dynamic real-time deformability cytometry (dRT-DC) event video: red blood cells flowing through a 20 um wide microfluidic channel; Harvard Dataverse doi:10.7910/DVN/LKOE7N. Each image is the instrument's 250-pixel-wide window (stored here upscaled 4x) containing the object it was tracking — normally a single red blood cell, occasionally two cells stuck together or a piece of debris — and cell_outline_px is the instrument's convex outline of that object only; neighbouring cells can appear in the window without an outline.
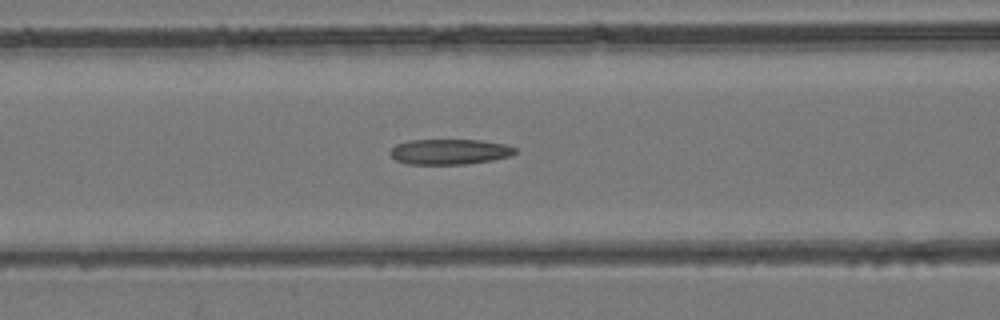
{"species": "common noctule bat (a hibernating species)", "species_latin": "Nyctalus noctula", "temperature_condition": "room temperature", "stored_images_in_passage": 48, "camera_frame_rate_fps": 3000, "um_per_image_px": 0.085, "animal": {"sex": "female", "body_mass_g": 24.6, "forearm_length_mm": 56.2}, "frame": {"image": 1, "passage_image": 20, "time_ms": 6.333, "image_size_px": [1000, 320], "cell_outline_px": [[516, 152], [512, 156], [492, 160], [464, 164], [408, 164], [396, 160], [388, 152], [396, 144], [408, 140], [480, 140], [504, 144], [516, 148]], "centroid_in_image_um": [38.21, 12.89], "position_along_channel_um": 128.4, "area_um2": 18.5}}
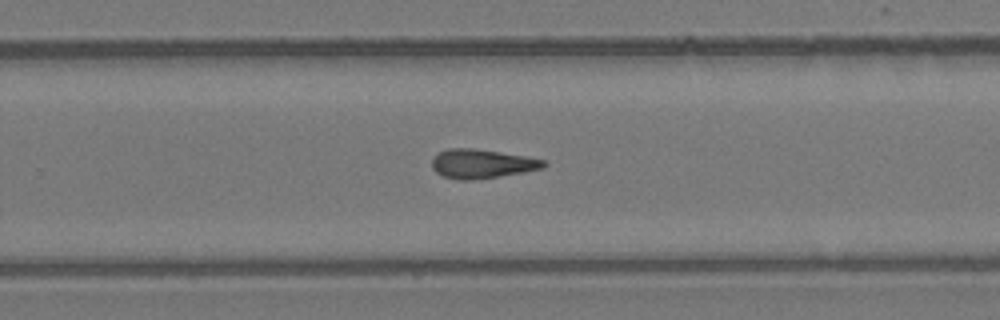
{"frame": {"image": 2, "passage_image": 31, "time_ms": 10.0, "image_size_px": [1000, 320], "cell_outline_px": [[548, 164], [544, 168], [524, 172], [472, 180], [460, 180], [444, 176], [436, 172], [432, 168], [432, 160], [440, 152], [448, 148], [472, 148], [500, 152], [524, 156], [544, 160]], "centroid_in_image_um": [40.97, 13.92], "position_along_channel_um": 288.8, "area_um2": 18.73}}
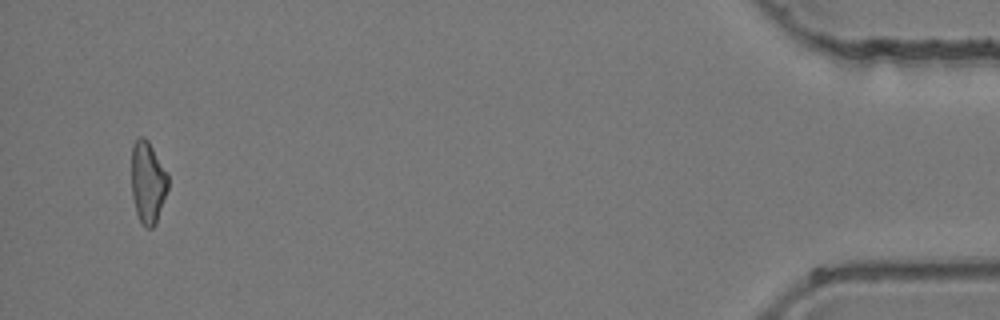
{"frame": {"image": 3, "passage_image": 46, "time_ms": 15.0, "image_size_px": [1000, 320], "cell_outline_px": [[168, 188], [156, 224], [152, 228], [144, 228], [136, 212], [132, 196], [132, 144], [140, 136], [144, 136], [148, 140], [168, 172]], "centroid_in_image_um": [12.57, 15.49], "position_along_channel_um": 422.6, "area_um2": 17.63}}